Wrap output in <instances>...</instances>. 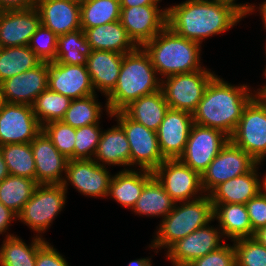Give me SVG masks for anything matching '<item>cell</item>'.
Listing matches in <instances>:
<instances>
[{"label": "cell", "mask_w": 266, "mask_h": 266, "mask_svg": "<svg viewBox=\"0 0 266 266\" xmlns=\"http://www.w3.org/2000/svg\"><path fill=\"white\" fill-rule=\"evenodd\" d=\"M151 258H139L129 262L128 266H152Z\"/></svg>", "instance_id": "52"}, {"label": "cell", "mask_w": 266, "mask_h": 266, "mask_svg": "<svg viewBox=\"0 0 266 266\" xmlns=\"http://www.w3.org/2000/svg\"><path fill=\"white\" fill-rule=\"evenodd\" d=\"M236 266H266V247L254 237L233 241Z\"/></svg>", "instance_id": "40"}, {"label": "cell", "mask_w": 266, "mask_h": 266, "mask_svg": "<svg viewBox=\"0 0 266 266\" xmlns=\"http://www.w3.org/2000/svg\"><path fill=\"white\" fill-rule=\"evenodd\" d=\"M37 0H0V11L26 10L36 7Z\"/></svg>", "instance_id": "47"}, {"label": "cell", "mask_w": 266, "mask_h": 266, "mask_svg": "<svg viewBox=\"0 0 266 266\" xmlns=\"http://www.w3.org/2000/svg\"><path fill=\"white\" fill-rule=\"evenodd\" d=\"M41 25L36 7L0 11V47L27 46Z\"/></svg>", "instance_id": "20"}, {"label": "cell", "mask_w": 266, "mask_h": 266, "mask_svg": "<svg viewBox=\"0 0 266 266\" xmlns=\"http://www.w3.org/2000/svg\"><path fill=\"white\" fill-rule=\"evenodd\" d=\"M48 89V62L17 74L0 83V100L6 103L32 105Z\"/></svg>", "instance_id": "17"}, {"label": "cell", "mask_w": 266, "mask_h": 266, "mask_svg": "<svg viewBox=\"0 0 266 266\" xmlns=\"http://www.w3.org/2000/svg\"><path fill=\"white\" fill-rule=\"evenodd\" d=\"M37 185L30 178L9 174L0 182V202L18 216Z\"/></svg>", "instance_id": "33"}, {"label": "cell", "mask_w": 266, "mask_h": 266, "mask_svg": "<svg viewBox=\"0 0 266 266\" xmlns=\"http://www.w3.org/2000/svg\"><path fill=\"white\" fill-rule=\"evenodd\" d=\"M41 131L31 105L0 101V146L31 143Z\"/></svg>", "instance_id": "12"}, {"label": "cell", "mask_w": 266, "mask_h": 266, "mask_svg": "<svg viewBox=\"0 0 266 266\" xmlns=\"http://www.w3.org/2000/svg\"><path fill=\"white\" fill-rule=\"evenodd\" d=\"M257 9H254V12L255 11H260V16L262 15V22L264 24V28H266V1L264 0L261 4H259V7H255Z\"/></svg>", "instance_id": "53"}, {"label": "cell", "mask_w": 266, "mask_h": 266, "mask_svg": "<svg viewBox=\"0 0 266 266\" xmlns=\"http://www.w3.org/2000/svg\"><path fill=\"white\" fill-rule=\"evenodd\" d=\"M99 124L76 128L75 159H93L102 133Z\"/></svg>", "instance_id": "41"}, {"label": "cell", "mask_w": 266, "mask_h": 266, "mask_svg": "<svg viewBox=\"0 0 266 266\" xmlns=\"http://www.w3.org/2000/svg\"><path fill=\"white\" fill-rule=\"evenodd\" d=\"M112 177L108 166L100 165L93 159H73L67 162L62 186L66 192L70 184L86 197L107 198Z\"/></svg>", "instance_id": "14"}, {"label": "cell", "mask_w": 266, "mask_h": 266, "mask_svg": "<svg viewBox=\"0 0 266 266\" xmlns=\"http://www.w3.org/2000/svg\"><path fill=\"white\" fill-rule=\"evenodd\" d=\"M41 25L57 36L81 29L80 2L76 0H37Z\"/></svg>", "instance_id": "23"}, {"label": "cell", "mask_w": 266, "mask_h": 266, "mask_svg": "<svg viewBox=\"0 0 266 266\" xmlns=\"http://www.w3.org/2000/svg\"><path fill=\"white\" fill-rule=\"evenodd\" d=\"M17 235L5 237L0 247V266H35L38 249L46 242V238L33 237L26 242Z\"/></svg>", "instance_id": "31"}, {"label": "cell", "mask_w": 266, "mask_h": 266, "mask_svg": "<svg viewBox=\"0 0 266 266\" xmlns=\"http://www.w3.org/2000/svg\"><path fill=\"white\" fill-rule=\"evenodd\" d=\"M35 266H69L67 260L46 241L37 251Z\"/></svg>", "instance_id": "45"}, {"label": "cell", "mask_w": 266, "mask_h": 266, "mask_svg": "<svg viewBox=\"0 0 266 266\" xmlns=\"http://www.w3.org/2000/svg\"><path fill=\"white\" fill-rule=\"evenodd\" d=\"M93 160L105 167L121 166L131 169V151L123 128L117 125L102 130ZM127 166V167H126Z\"/></svg>", "instance_id": "25"}, {"label": "cell", "mask_w": 266, "mask_h": 266, "mask_svg": "<svg viewBox=\"0 0 266 266\" xmlns=\"http://www.w3.org/2000/svg\"><path fill=\"white\" fill-rule=\"evenodd\" d=\"M212 221H214L213 204L209 195L206 194L191 201L178 202L160 221L149 248L155 249L156 253L159 249H168L177 240L185 238Z\"/></svg>", "instance_id": "5"}, {"label": "cell", "mask_w": 266, "mask_h": 266, "mask_svg": "<svg viewBox=\"0 0 266 266\" xmlns=\"http://www.w3.org/2000/svg\"><path fill=\"white\" fill-rule=\"evenodd\" d=\"M229 138L257 163L263 162L266 157V96L263 93L259 92L248 103Z\"/></svg>", "instance_id": "6"}, {"label": "cell", "mask_w": 266, "mask_h": 266, "mask_svg": "<svg viewBox=\"0 0 266 266\" xmlns=\"http://www.w3.org/2000/svg\"><path fill=\"white\" fill-rule=\"evenodd\" d=\"M215 76V71L203 68L195 72L171 75L161 80V90L169 108L193 113Z\"/></svg>", "instance_id": "8"}, {"label": "cell", "mask_w": 266, "mask_h": 266, "mask_svg": "<svg viewBox=\"0 0 266 266\" xmlns=\"http://www.w3.org/2000/svg\"><path fill=\"white\" fill-rule=\"evenodd\" d=\"M123 55L111 51L91 50L86 68L95 92L97 90L107 97L113 91L118 81Z\"/></svg>", "instance_id": "24"}, {"label": "cell", "mask_w": 266, "mask_h": 266, "mask_svg": "<svg viewBox=\"0 0 266 266\" xmlns=\"http://www.w3.org/2000/svg\"><path fill=\"white\" fill-rule=\"evenodd\" d=\"M159 77L142 47L124 54L117 84L106 97V112L121 111L132 101L157 92L161 89Z\"/></svg>", "instance_id": "3"}, {"label": "cell", "mask_w": 266, "mask_h": 266, "mask_svg": "<svg viewBox=\"0 0 266 266\" xmlns=\"http://www.w3.org/2000/svg\"><path fill=\"white\" fill-rule=\"evenodd\" d=\"M14 220H18V216L0 202V234L7 233L6 237L13 236L14 234L8 233V231Z\"/></svg>", "instance_id": "46"}, {"label": "cell", "mask_w": 266, "mask_h": 266, "mask_svg": "<svg viewBox=\"0 0 266 266\" xmlns=\"http://www.w3.org/2000/svg\"><path fill=\"white\" fill-rule=\"evenodd\" d=\"M152 177L153 172L145 169L121 170L111 179L108 197L125 208L133 209L145 184Z\"/></svg>", "instance_id": "26"}, {"label": "cell", "mask_w": 266, "mask_h": 266, "mask_svg": "<svg viewBox=\"0 0 266 266\" xmlns=\"http://www.w3.org/2000/svg\"><path fill=\"white\" fill-rule=\"evenodd\" d=\"M213 219L218 220L223 239L233 242L254 236L246 204H213Z\"/></svg>", "instance_id": "27"}, {"label": "cell", "mask_w": 266, "mask_h": 266, "mask_svg": "<svg viewBox=\"0 0 266 266\" xmlns=\"http://www.w3.org/2000/svg\"><path fill=\"white\" fill-rule=\"evenodd\" d=\"M58 36L50 29L40 25L32 35L29 48L42 62H53L57 53Z\"/></svg>", "instance_id": "42"}, {"label": "cell", "mask_w": 266, "mask_h": 266, "mask_svg": "<svg viewBox=\"0 0 266 266\" xmlns=\"http://www.w3.org/2000/svg\"><path fill=\"white\" fill-rule=\"evenodd\" d=\"M71 101L67 96L46 89L31 106L39 123L44 126L53 121H61Z\"/></svg>", "instance_id": "38"}, {"label": "cell", "mask_w": 266, "mask_h": 266, "mask_svg": "<svg viewBox=\"0 0 266 266\" xmlns=\"http://www.w3.org/2000/svg\"><path fill=\"white\" fill-rule=\"evenodd\" d=\"M260 165L261 163H257L248 173L218 185L209 194L212 204H246L254 198L266 185V173L263 179L258 174Z\"/></svg>", "instance_id": "22"}, {"label": "cell", "mask_w": 266, "mask_h": 266, "mask_svg": "<svg viewBox=\"0 0 266 266\" xmlns=\"http://www.w3.org/2000/svg\"><path fill=\"white\" fill-rule=\"evenodd\" d=\"M9 175L7 165L0 150V182Z\"/></svg>", "instance_id": "51"}, {"label": "cell", "mask_w": 266, "mask_h": 266, "mask_svg": "<svg viewBox=\"0 0 266 266\" xmlns=\"http://www.w3.org/2000/svg\"><path fill=\"white\" fill-rule=\"evenodd\" d=\"M259 243L266 247V226L258 229L253 236Z\"/></svg>", "instance_id": "50"}, {"label": "cell", "mask_w": 266, "mask_h": 266, "mask_svg": "<svg viewBox=\"0 0 266 266\" xmlns=\"http://www.w3.org/2000/svg\"><path fill=\"white\" fill-rule=\"evenodd\" d=\"M175 202L163 186L153 176L144 186L143 191L131 211L139 216L164 217L171 212Z\"/></svg>", "instance_id": "30"}, {"label": "cell", "mask_w": 266, "mask_h": 266, "mask_svg": "<svg viewBox=\"0 0 266 266\" xmlns=\"http://www.w3.org/2000/svg\"><path fill=\"white\" fill-rule=\"evenodd\" d=\"M9 174L36 181V167L30 143L0 146Z\"/></svg>", "instance_id": "37"}, {"label": "cell", "mask_w": 266, "mask_h": 266, "mask_svg": "<svg viewBox=\"0 0 266 266\" xmlns=\"http://www.w3.org/2000/svg\"><path fill=\"white\" fill-rule=\"evenodd\" d=\"M224 4L231 5L235 9H237L244 17L247 15H252L254 13V9L256 7L255 4H249V3H236V0H217Z\"/></svg>", "instance_id": "48"}, {"label": "cell", "mask_w": 266, "mask_h": 266, "mask_svg": "<svg viewBox=\"0 0 266 266\" xmlns=\"http://www.w3.org/2000/svg\"><path fill=\"white\" fill-rule=\"evenodd\" d=\"M229 141L223 131L193 123L179 160L202 175Z\"/></svg>", "instance_id": "11"}, {"label": "cell", "mask_w": 266, "mask_h": 266, "mask_svg": "<svg viewBox=\"0 0 266 266\" xmlns=\"http://www.w3.org/2000/svg\"><path fill=\"white\" fill-rule=\"evenodd\" d=\"M256 164L248 153L229 141L201 175L205 194L209 195L221 183L248 173Z\"/></svg>", "instance_id": "13"}, {"label": "cell", "mask_w": 266, "mask_h": 266, "mask_svg": "<svg viewBox=\"0 0 266 266\" xmlns=\"http://www.w3.org/2000/svg\"><path fill=\"white\" fill-rule=\"evenodd\" d=\"M120 0H85L80 2L81 29L120 20Z\"/></svg>", "instance_id": "35"}, {"label": "cell", "mask_w": 266, "mask_h": 266, "mask_svg": "<svg viewBox=\"0 0 266 266\" xmlns=\"http://www.w3.org/2000/svg\"><path fill=\"white\" fill-rule=\"evenodd\" d=\"M167 8V26L179 36L202 44L224 33L243 18L237 9L217 0H186Z\"/></svg>", "instance_id": "1"}, {"label": "cell", "mask_w": 266, "mask_h": 266, "mask_svg": "<svg viewBox=\"0 0 266 266\" xmlns=\"http://www.w3.org/2000/svg\"><path fill=\"white\" fill-rule=\"evenodd\" d=\"M96 98L97 94H92L72 100L61 121L74 128L100 124L104 109H102L101 102H98Z\"/></svg>", "instance_id": "36"}, {"label": "cell", "mask_w": 266, "mask_h": 266, "mask_svg": "<svg viewBox=\"0 0 266 266\" xmlns=\"http://www.w3.org/2000/svg\"><path fill=\"white\" fill-rule=\"evenodd\" d=\"M90 53L91 47L83 29L58 36L56 62L69 65H86Z\"/></svg>", "instance_id": "34"}, {"label": "cell", "mask_w": 266, "mask_h": 266, "mask_svg": "<svg viewBox=\"0 0 266 266\" xmlns=\"http://www.w3.org/2000/svg\"><path fill=\"white\" fill-rule=\"evenodd\" d=\"M84 33L91 50H104L126 54L137 48L128 36L120 20L87 28Z\"/></svg>", "instance_id": "28"}, {"label": "cell", "mask_w": 266, "mask_h": 266, "mask_svg": "<svg viewBox=\"0 0 266 266\" xmlns=\"http://www.w3.org/2000/svg\"><path fill=\"white\" fill-rule=\"evenodd\" d=\"M41 62L28 45L0 47V83L35 68Z\"/></svg>", "instance_id": "32"}, {"label": "cell", "mask_w": 266, "mask_h": 266, "mask_svg": "<svg viewBox=\"0 0 266 266\" xmlns=\"http://www.w3.org/2000/svg\"><path fill=\"white\" fill-rule=\"evenodd\" d=\"M153 176L175 203L195 200L206 195L201 174L179 159H165L153 171Z\"/></svg>", "instance_id": "10"}, {"label": "cell", "mask_w": 266, "mask_h": 266, "mask_svg": "<svg viewBox=\"0 0 266 266\" xmlns=\"http://www.w3.org/2000/svg\"><path fill=\"white\" fill-rule=\"evenodd\" d=\"M123 128L131 151V167L154 171L165 160L155 131L131 119L123 110L108 113ZM135 165V166H134Z\"/></svg>", "instance_id": "9"}, {"label": "cell", "mask_w": 266, "mask_h": 266, "mask_svg": "<svg viewBox=\"0 0 266 266\" xmlns=\"http://www.w3.org/2000/svg\"><path fill=\"white\" fill-rule=\"evenodd\" d=\"M249 85L228 83L216 75L205 89L203 98L192 113L195 124L233 134L248 103L259 93Z\"/></svg>", "instance_id": "2"}, {"label": "cell", "mask_w": 266, "mask_h": 266, "mask_svg": "<svg viewBox=\"0 0 266 266\" xmlns=\"http://www.w3.org/2000/svg\"><path fill=\"white\" fill-rule=\"evenodd\" d=\"M162 0H120L121 8H130L133 6L158 5Z\"/></svg>", "instance_id": "49"}, {"label": "cell", "mask_w": 266, "mask_h": 266, "mask_svg": "<svg viewBox=\"0 0 266 266\" xmlns=\"http://www.w3.org/2000/svg\"><path fill=\"white\" fill-rule=\"evenodd\" d=\"M188 266H236L234 246L224 242L219 249L194 260Z\"/></svg>", "instance_id": "43"}, {"label": "cell", "mask_w": 266, "mask_h": 266, "mask_svg": "<svg viewBox=\"0 0 266 266\" xmlns=\"http://www.w3.org/2000/svg\"><path fill=\"white\" fill-rule=\"evenodd\" d=\"M201 47L199 43L179 36L168 26L142 46L161 80L205 68L200 62Z\"/></svg>", "instance_id": "4"}, {"label": "cell", "mask_w": 266, "mask_h": 266, "mask_svg": "<svg viewBox=\"0 0 266 266\" xmlns=\"http://www.w3.org/2000/svg\"><path fill=\"white\" fill-rule=\"evenodd\" d=\"M48 89L71 100L96 94L86 65L48 62Z\"/></svg>", "instance_id": "18"}, {"label": "cell", "mask_w": 266, "mask_h": 266, "mask_svg": "<svg viewBox=\"0 0 266 266\" xmlns=\"http://www.w3.org/2000/svg\"><path fill=\"white\" fill-rule=\"evenodd\" d=\"M30 145L36 167V182L38 184H62L68 159L56 149L43 131Z\"/></svg>", "instance_id": "21"}, {"label": "cell", "mask_w": 266, "mask_h": 266, "mask_svg": "<svg viewBox=\"0 0 266 266\" xmlns=\"http://www.w3.org/2000/svg\"><path fill=\"white\" fill-rule=\"evenodd\" d=\"M42 131L62 155L68 160L75 159L76 128L63 121H53L42 126Z\"/></svg>", "instance_id": "39"}, {"label": "cell", "mask_w": 266, "mask_h": 266, "mask_svg": "<svg viewBox=\"0 0 266 266\" xmlns=\"http://www.w3.org/2000/svg\"><path fill=\"white\" fill-rule=\"evenodd\" d=\"M193 123L192 113L169 108L156 131L165 159H179L183 154Z\"/></svg>", "instance_id": "19"}, {"label": "cell", "mask_w": 266, "mask_h": 266, "mask_svg": "<svg viewBox=\"0 0 266 266\" xmlns=\"http://www.w3.org/2000/svg\"><path fill=\"white\" fill-rule=\"evenodd\" d=\"M210 224L211 222L172 244L166 251L167 260L173 266H188L194 260L223 246L221 229Z\"/></svg>", "instance_id": "15"}, {"label": "cell", "mask_w": 266, "mask_h": 266, "mask_svg": "<svg viewBox=\"0 0 266 266\" xmlns=\"http://www.w3.org/2000/svg\"><path fill=\"white\" fill-rule=\"evenodd\" d=\"M167 8L159 5L121 8L120 22L137 47L152 40L167 26Z\"/></svg>", "instance_id": "16"}, {"label": "cell", "mask_w": 266, "mask_h": 266, "mask_svg": "<svg viewBox=\"0 0 266 266\" xmlns=\"http://www.w3.org/2000/svg\"><path fill=\"white\" fill-rule=\"evenodd\" d=\"M264 29H266V28H264ZM265 55H266V43H265ZM264 69L266 71V67Z\"/></svg>", "instance_id": "54"}, {"label": "cell", "mask_w": 266, "mask_h": 266, "mask_svg": "<svg viewBox=\"0 0 266 266\" xmlns=\"http://www.w3.org/2000/svg\"><path fill=\"white\" fill-rule=\"evenodd\" d=\"M169 105L165 101L162 90L142 96L132 101L123 111L144 127L157 131L163 121Z\"/></svg>", "instance_id": "29"}, {"label": "cell", "mask_w": 266, "mask_h": 266, "mask_svg": "<svg viewBox=\"0 0 266 266\" xmlns=\"http://www.w3.org/2000/svg\"><path fill=\"white\" fill-rule=\"evenodd\" d=\"M66 193L62 184H38L19 213L18 220L38 233L37 237L43 238L42 234L64 209Z\"/></svg>", "instance_id": "7"}, {"label": "cell", "mask_w": 266, "mask_h": 266, "mask_svg": "<svg viewBox=\"0 0 266 266\" xmlns=\"http://www.w3.org/2000/svg\"><path fill=\"white\" fill-rule=\"evenodd\" d=\"M246 207L254 232L266 226V185L262 191L246 203Z\"/></svg>", "instance_id": "44"}]
</instances>
